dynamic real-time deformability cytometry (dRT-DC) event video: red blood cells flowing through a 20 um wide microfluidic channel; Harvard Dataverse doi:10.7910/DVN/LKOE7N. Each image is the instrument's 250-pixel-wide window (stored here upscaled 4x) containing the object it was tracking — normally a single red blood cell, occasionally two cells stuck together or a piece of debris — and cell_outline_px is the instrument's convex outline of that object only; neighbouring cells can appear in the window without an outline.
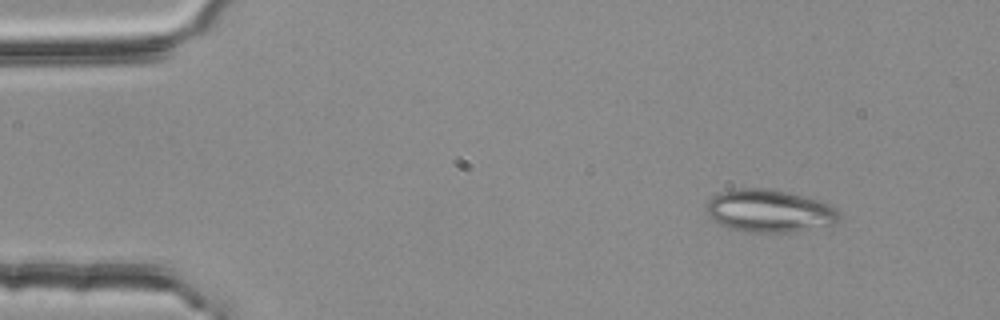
{"species": "common noctule bat (a hibernating species)", "species_latin": "Nyctalus noctula", "temperature_condition": "room temperature", "stored_images_in_passage": 5, "camera_frame_rate_fps": 3000, "um_per_image_px": 0.085, "animal": {"sex": "female", "body_mass_g": 25.1}, "frame": {"image": 1, "passage_image": 1, "time_ms": 0.0, "image_size_px": [1000, 320], "cell_outline_px": [[840, 220], [832, 224], [796, 232], [748, 232], [728, 228], [712, 220], [708, 216], [704, 208], [708, 200], [712, 196], [720, 192], [740, 188], [764, 188], [788, 192], [816, 200], [828, 204], [836, 208], [840, 212]], "centroid_in_image_um": [65.36, 17.93], "position_along_channel_um": 19.6, "area_um2": 33.18}}
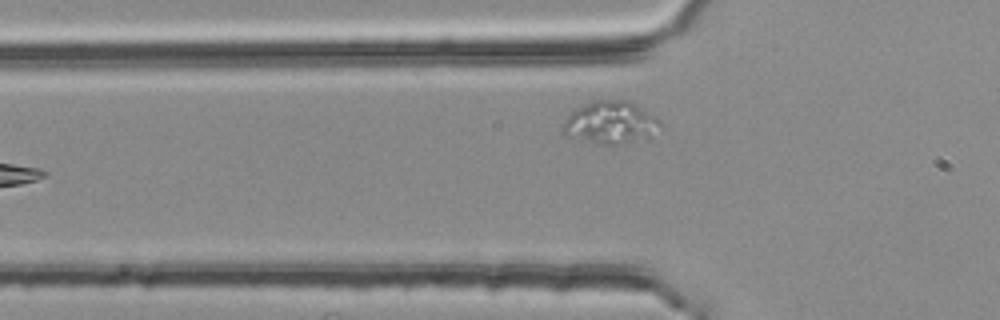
{"frame": {"image": 2, "passage_image": 5, "time_ms": 1.333, "image_size_px": [1000, 320], "cell_outline_px": [[664, 128], [612, 144], [600, 144], [564, 136], [560, 132], [560, 128], [564, 120], [572, 112], [592, 100], [628, 100], [656, 116], [660, 120]], "centroid_in_image_um": [51.79, 10.37], "position_along_channel_um": 74.0, "area_um2": 23.41}}